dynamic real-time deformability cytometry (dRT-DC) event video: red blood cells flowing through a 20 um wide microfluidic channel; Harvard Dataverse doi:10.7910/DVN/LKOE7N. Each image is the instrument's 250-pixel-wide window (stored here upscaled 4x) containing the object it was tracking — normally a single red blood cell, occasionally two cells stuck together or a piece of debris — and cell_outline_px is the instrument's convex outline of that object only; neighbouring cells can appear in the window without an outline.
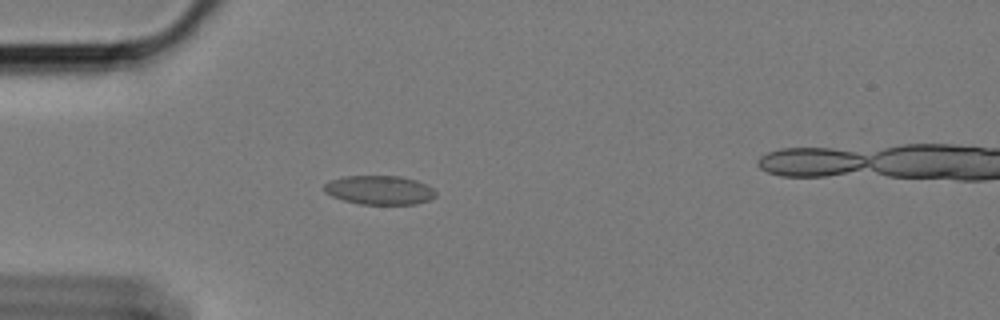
{"species": "Egyptian fruit bat (a non-hibernating species)", "species_latin": "Rousettus aegyptiacus", "temperature_condition": "cold", "stored_images_in_passage": 41, "camera_frame_rate_fps": 3000, "um_per_image_px": 0.085, "animal": {"sex": "female"}, "frame": {"image": 1, "passage_image": 1, "time_ms": 0.0, "image_size_px": [1000, 320], "cell_outline_px": [[436, 196], [428, 200], [416, 204], [360, 204], [344, 200], [332, 196], [324, 192], [324, 184], [332, 180], [344, 176], [400, 176], [416, 180], [428, 184], [436, 192]], "centroid_in_image_um": [32.27, 16.15], "position_along_channel_um": 52.7, "area_um2": 18.84}}
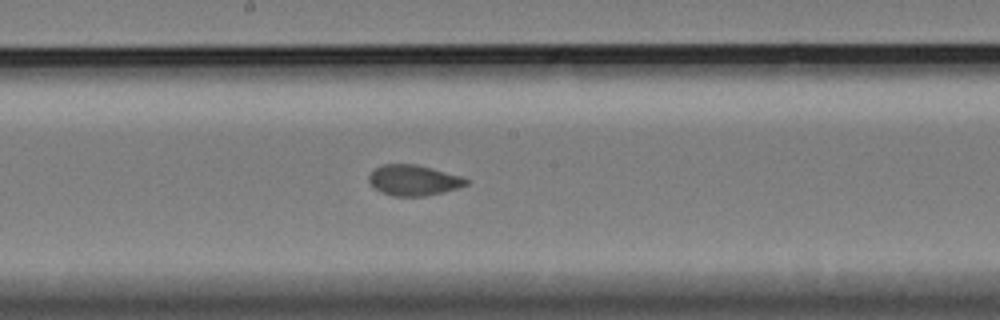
{"frame": {"image": 2, "passage_image": 16, "time_ms": 5.0, "image_size_px": [1000, 320], "cell_outline_px": [[472, 180], [468, 184], [444, 192], [424, 196], [392, 196], [380, 192], [368, 180], [368, 176], [376, 168], [384, 164], [416, 164], [432, 168], [460, 176]], "centroid_in_image_um": [35.17, 15.32], "position_along_channel_um": 213.0, "area_um2": 17.28}}
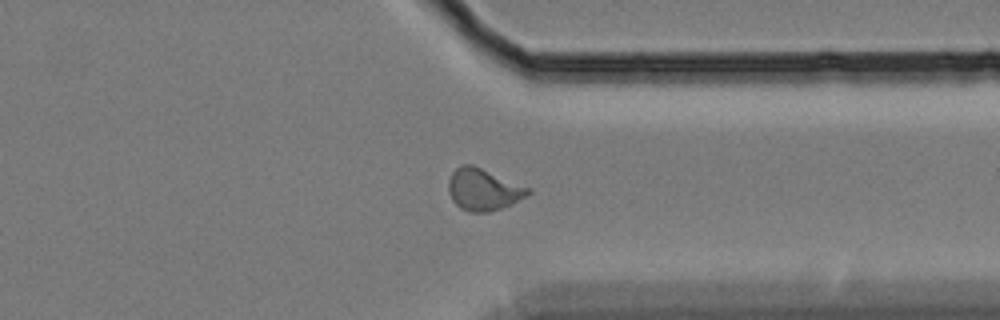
{"frame": {"image": 3, "passage_image": 30, "time_ms": 9.667, "image_size_px": [1000, 320], "cell_outline_px": [[532, 192], [528, 196], [512, 204], [488, 212], [468, 212], [460, 208], [452, 200], [448, 192], [448, 180], [452, 172], [456, 168], [464, 164], [472, 164], [532, 188]], "centroid_in_image_um": [41.1, 16.11], "position_along_channel_um": 370.3, "area_um2": 19.65}}